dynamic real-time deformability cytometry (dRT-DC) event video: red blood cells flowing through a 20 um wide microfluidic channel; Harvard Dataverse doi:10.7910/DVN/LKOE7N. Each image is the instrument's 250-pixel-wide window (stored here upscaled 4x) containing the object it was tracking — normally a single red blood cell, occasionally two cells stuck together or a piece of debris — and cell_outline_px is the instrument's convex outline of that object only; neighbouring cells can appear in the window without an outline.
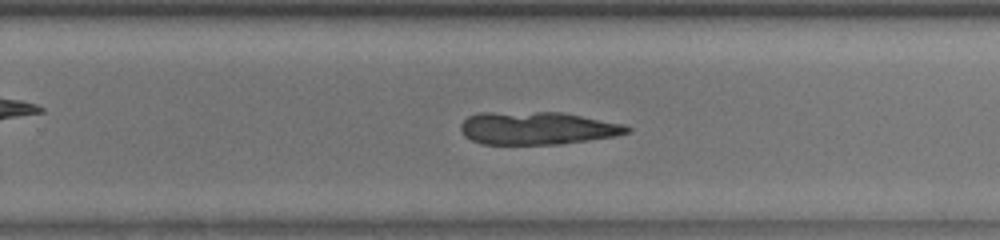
{"species": "common noctule bat (a hibernating species)", "species_latin": "Nyctalus noctula", "temperature_condition": "room temperature", "stored_images_in_passage": 36, "camera_frame_rate_fps": 3000, "um_per_image_px": 0.085, "animal": {"sex": "male", "body_mass_g": 13.0, "forearm_length_mm": 53.1}, "frame": {"image": 1, "passage_image": 19, "time_ms": 6.0, "image_size_px": [1000, 240], "cell_outline_px": [[632, 132], [616, 136], [560, 144], [480, 144], [464, 136], [460, 128], [460, 124], [468, 116], [480, 112], [560, 112], [624, 124], [632, 128]], "centroid_in_image_um": [45.66, 10.89], "position_along_channel_um": 284.1, "area_um2": 31.96}}
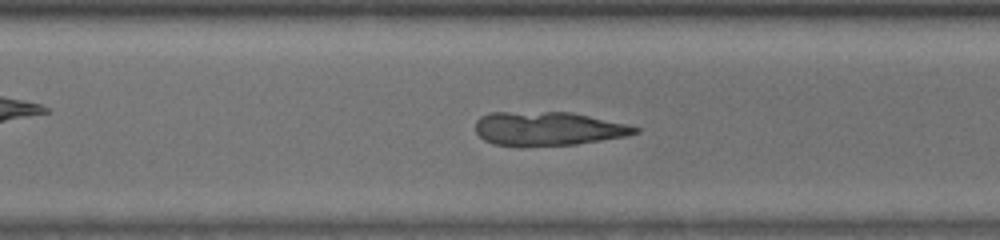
{"frame": {"image": 2, "passage_image": 22, "time_ms": 7.0, "image_size_px": [1000, 240], "cell_outline_px": [[640, 132], [628, 136], [576, 144], [524, 148], [492, 144], [484, 140], [476, 132], [476, 120], [480, 116], [488, 112], [572, 112], [624, 124], [640, 128]], "centroid_in_image_um": [46.52, 10.96], "position_along_channel_um": 324.1, "area_um2": 32.02}}